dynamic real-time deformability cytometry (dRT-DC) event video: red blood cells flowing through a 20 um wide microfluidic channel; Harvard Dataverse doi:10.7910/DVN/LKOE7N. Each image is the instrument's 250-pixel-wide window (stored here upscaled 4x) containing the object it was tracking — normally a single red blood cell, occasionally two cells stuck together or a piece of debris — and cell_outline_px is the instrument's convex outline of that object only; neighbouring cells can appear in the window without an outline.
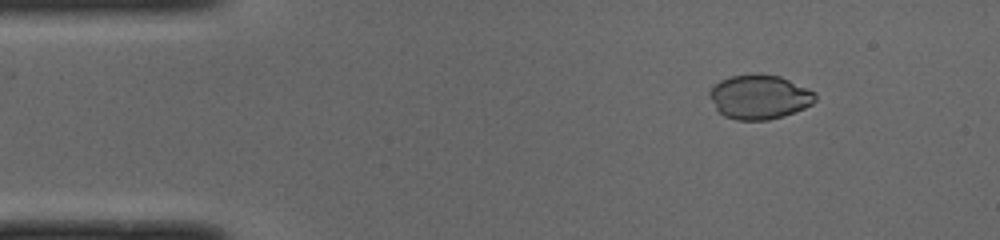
{"species": "common noctule bat (a hibernating species)", "species_latin": "Nyctalus noctula", "temperature_condition": "cold", "stored_images_in_passage": 49, "camera_frame_rate_fps": 3000, "um_per_image_px": 0.085, "animal": {"sex": "male", "body_mass_g": 19.0, "forearm_length_mm": 50.8}, "frame": {"image": 1, "passage_image": 6, "time_ms": 1.667, "image_size_px": [1000, 240], "cell_outline_px": [[816, 100], [812, 104], [804, 108], [784, 116], [768, 120], [736, 120], [724, 116], [716, 108], [708, 96], [708, 92], [720, 80], [732, 76], [780, 76], [816, 92]], "centroid_in_image_um": [64.56, 8.28], "position_along_channel_um": 20.4, "area_um2": 26.82}}
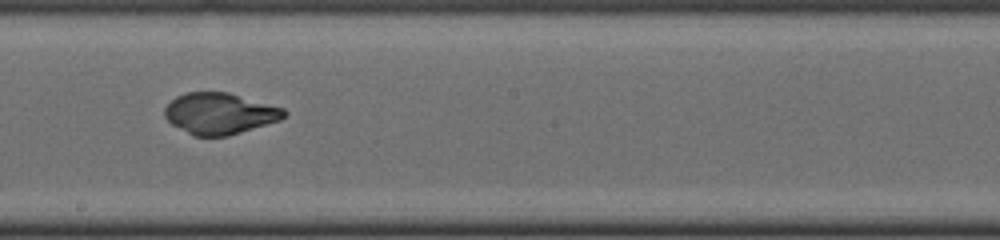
{"frame": {"image": 2, "passage_image": 27, "time_ms": 8.667, "image_size_px": [1000, 240], "cell_outline_px": [[288, 116], [280, 120], [228, 136], [192, 136], [172, 124], [164, 116], [164, 108], [176, 96], [184, 92], [228, 92], [284, 108], [288, 112]], "centroid_in_image_um": [18.68, 9.65], "position_along_channel_um": 229.5, "area_um2": 28.84}}
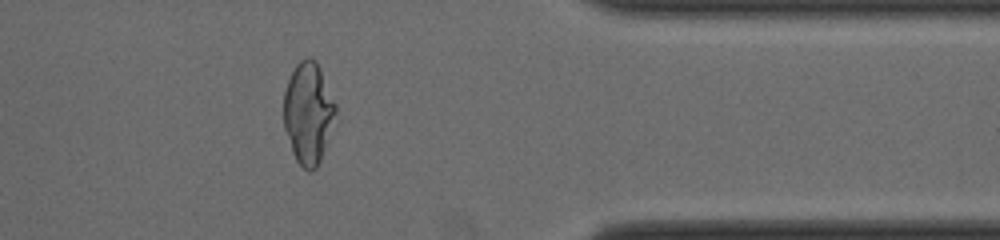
{"frame": {"image": 3, "passage_image": 40, "time_ms": 13.0, "image_size_px": [1000, 240], "cell_outline_px": [[336, 112], [320, 160], [316, 168], [308, 172], [296, 160], [292, 152], [284, 128], [284, 92], [288, 80], [296, 64], [304, 56], [312, 56], [316, 60], [320, 68], [336, 104]], "centroid_in_image_um": [26.18, 9.56], "position_along_channel_um": 385.2, "area_um2": 30.46}}